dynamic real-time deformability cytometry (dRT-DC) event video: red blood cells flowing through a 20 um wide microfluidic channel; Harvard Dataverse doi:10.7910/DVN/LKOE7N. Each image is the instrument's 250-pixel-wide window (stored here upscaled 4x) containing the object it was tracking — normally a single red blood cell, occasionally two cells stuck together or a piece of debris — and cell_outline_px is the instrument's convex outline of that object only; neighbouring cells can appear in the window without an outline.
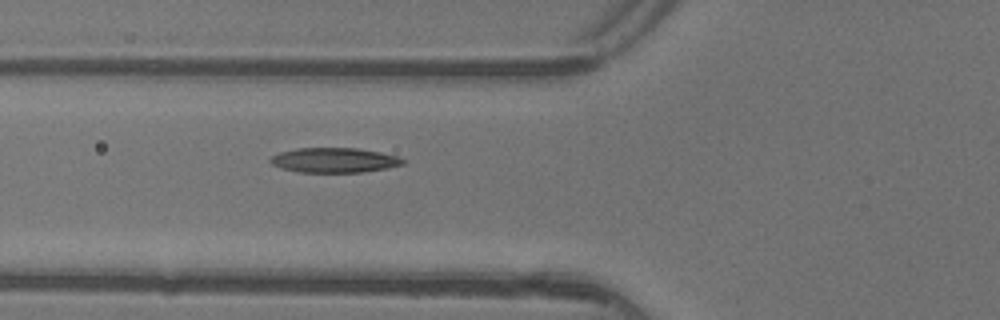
{"species": "common noctule bat (a hibernating species)", "species_latin": "Nyctalus noctula", "temperature_condition": "warm", "stored_images_in_passage": 5, "camera_frame_rate_fps": 3000, "um_per_image_px": 0.085, "animal": {"sex": "female"}, "frame": {"image": 1, "passage_image": 5, "time_ms": 1.333, "image_size_px": [1000, 320], "cell_outline_px": [[408, 160], [404, 164], [388, 168], [360, 172], [300, 172], [280, 168], [272, 164], [268, 160], [272, 156], [280, 152], [296, 148], [356, 148], [380, 152], [400, 156]], "centroid_in_image_um": [28.45, 13.61], "position_along_channel_um": 97.3, "area_um2": 19.31}}